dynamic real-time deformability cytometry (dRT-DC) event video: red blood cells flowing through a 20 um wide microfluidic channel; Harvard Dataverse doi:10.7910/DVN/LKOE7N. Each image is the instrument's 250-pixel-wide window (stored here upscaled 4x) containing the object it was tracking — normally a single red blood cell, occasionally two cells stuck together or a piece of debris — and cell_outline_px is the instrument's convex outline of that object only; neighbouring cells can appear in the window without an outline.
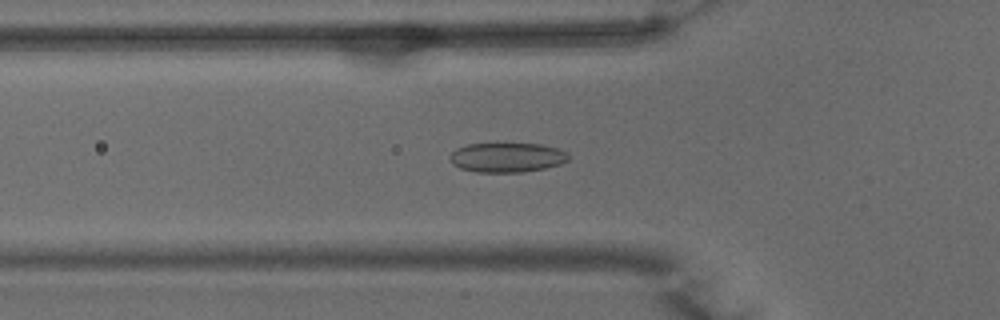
{"species": "common noctule bat (a hibernating species)", "species_latin": "Nyctalus noctula", "temperature_condition": "warm", "stored_images_in_passage": 49, "camera_frame_rate_fps": 3000, "um_per_image_px": 0.085, "animal": {"sex": "male", "body_mass_g": 15.6}, "frame": {"image": 1, "passage_image": 16, "time_ms": 5.0, "image_size_px": [1000, 320], "cell_outline_px": [[568, 160], [560, 164], [544, 168], [524, 172], [476, 172], [460, 168], [452, 164], [448, 160], [448, 156], [456, 148], [468, 144], [540, 144], [556, 148], [568, 152]], "centroid_in_image_um": [43.05, 13.39], "position_along_channel_um": 82.7, "area_um2": 20.46}}
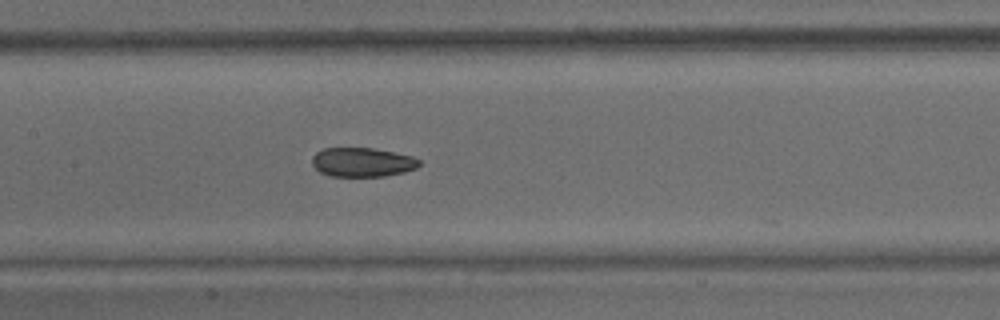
{"frame": {"image": 2, "passage_image": 23, "time_ms": 7.333, "image_size_px": [1000, 320], "cell_outline_px": [[420, 164], [416, 168], [404, 172], [384, 176], [332, 176], [320, 172], [312, 164], [312, 156], [316, 152], [324, 148], [372, 148], [412, 156], [420, 160]], "centroid_in_image_um": [30.79, 13.78], "position_along_channel_um": 176.6, "area_um2": 18.09}}
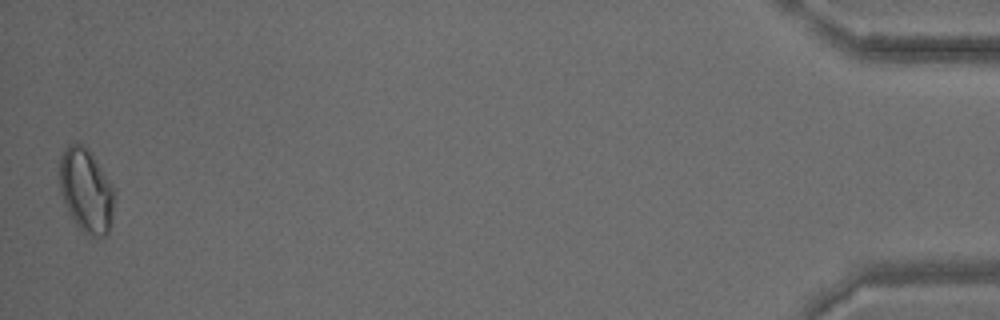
{"frame": {"image": 3, "passage_image": 49, "time_ms": 16.0, "image_size_px": [1000, 320], "cell_outline_px": [[112, 220], [108, 236], [92, 236], [84, 232], [68, 216], [60, 192], [60, 156], [64, 148], [68, 144], [80, 144], [88, 148], [92, 152], [112, 184]], "centroid_in_image_um": [7.29, 16.19], "position_along_channel_um": 427.9, "area_um2": 26.93}, "authors_computed_cell_mechanics": {"area_um2": 20.5768, "velocity_mm_per_s": 3.9838, "shape_relaxation_time_tau1_ms": 9.5685, "shape_relaxation_time_tau2_ms": 2.1327, "deformation_change_tau1": 0.1738, "deformation_change_tau2": 0.053}}